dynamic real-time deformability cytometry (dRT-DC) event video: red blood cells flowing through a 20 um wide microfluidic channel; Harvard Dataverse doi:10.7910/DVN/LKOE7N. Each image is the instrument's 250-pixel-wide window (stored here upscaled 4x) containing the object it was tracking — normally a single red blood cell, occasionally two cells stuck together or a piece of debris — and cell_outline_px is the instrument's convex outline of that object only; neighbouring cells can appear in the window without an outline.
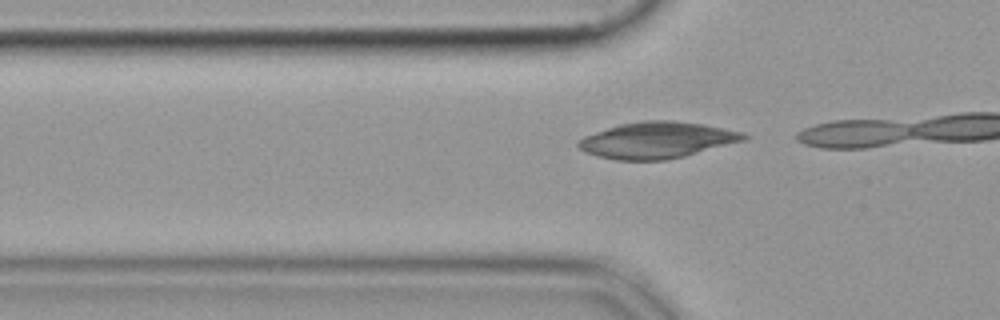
{"species": "common noctule bat (a hibernating species)", "species_latin": "Nyctalus noctula", "temperature_condition": "cold", "stored_images_in_passage": 4, "camera_frame_rate_fps": 3000, "um_per_image_px": 0.085, "animal": {"sex": "female", "body_mass_g": 19.9}, "frame": {"image": 1, "passage_image": 2, "time_ms": 0.333, "image_size_px": [1000, 320], "cell_outline_px": [[748, 136], [740, 140], [680, 156], [660, 160], [620, 160], [600, 156], [588, 152], [580, 148], [580, 140], [588, 136], [624, 124], [656, 120], [700, 124], [736, 132]], "centroid_in_image_um": [55.79, 11.93], "position_along_channel_um": 70.0, "area_um2": 32.37}}